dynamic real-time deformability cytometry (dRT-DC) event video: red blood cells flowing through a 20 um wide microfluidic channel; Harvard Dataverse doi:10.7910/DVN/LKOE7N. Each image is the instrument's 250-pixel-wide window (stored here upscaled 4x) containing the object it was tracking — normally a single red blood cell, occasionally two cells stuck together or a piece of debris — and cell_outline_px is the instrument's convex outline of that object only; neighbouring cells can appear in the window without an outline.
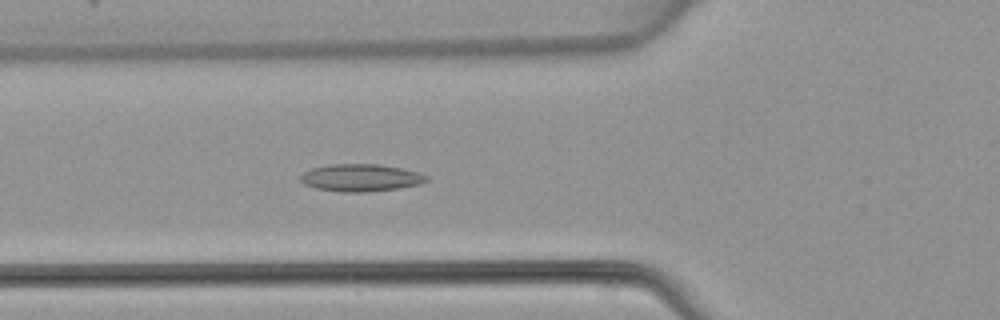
{"species": "common noctule bat (a hibernating species)", "species_latin": "Nyctalus noctula", "temperature_condition": "warm", "stored_images_in_passage": 35, "camera_frame_rate_fps": 3000, "um_per_image_px": 0.085, "animal": {"sex": "female", "body_mass_g": 22.7, "forearm_length_mm": 54.2}, "frame": {"image": 1, "passage_image": 5, "time_ms": 1.333, "image_size_px": [1000, 320], "cell_outline_px": [[428, 180], [420, 184], [400, 188], [368, 192], [340, 192], [316, 188], [304, 184], [300, 180], [300, 176], [304, 172], [312, 168], [332, 164], [380, 164], [420, 172], [428, 176]], "centroid_in_image_um": [30.68, 15.11], "position_along_channel_um": 95.1, "area_um2": 20.17}}
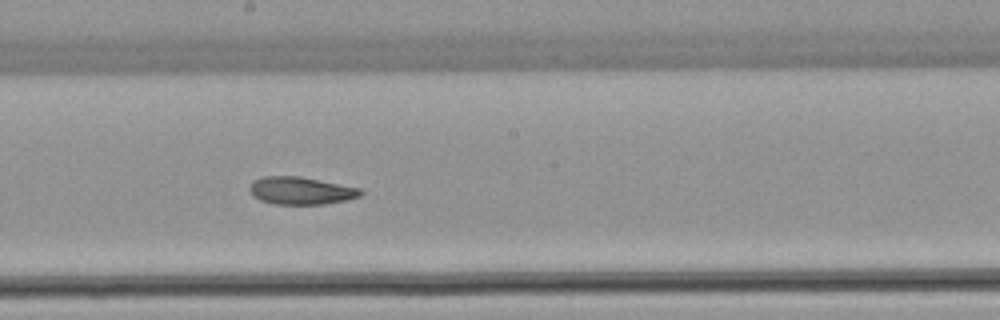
{"frame": {"image": 2, "passage_image": 14, "time_ms": 4.333, "image_size_px": [1000, 320], "cell_outline_px": [[364, 192], [360, 196], [344, 200], [324, 204], [272, 204], [260, 200], [252, 196], [248, 188], [252, 180], [264, 176], [300, 176], [360, 188]], "centroid_in_image_um": [25.52, 16.2], "position_along_channel_um": 222.7, "area_um2": 17.92}}
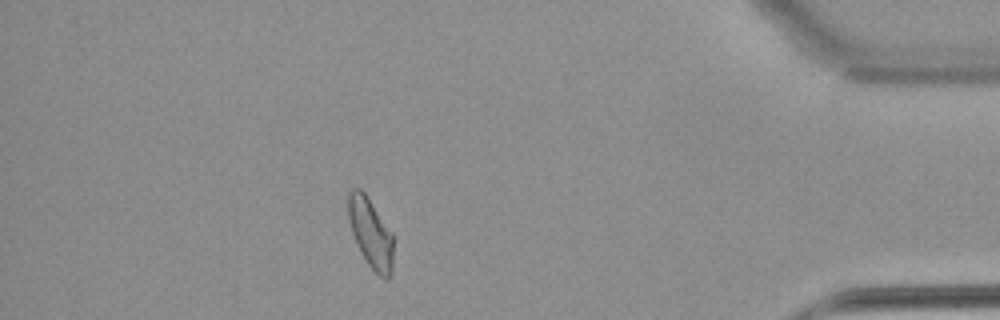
{"frame": {"image": 3, "passage_image": 30, "time_ms": 9.667, "image_size_px": [1000, 320], "cell_outline_px": [[392, 272], [388, 280], [384, 280], [368, 264], [360, 252], [356, 244], [348, 220], [348, 192], [352, 188], [360, 188], [364, 192], [392, 232]], "centroid_in_image_um": [31.49, 19.81], "position_along_channel_um": 403.7, "area_um2": 18.26}}